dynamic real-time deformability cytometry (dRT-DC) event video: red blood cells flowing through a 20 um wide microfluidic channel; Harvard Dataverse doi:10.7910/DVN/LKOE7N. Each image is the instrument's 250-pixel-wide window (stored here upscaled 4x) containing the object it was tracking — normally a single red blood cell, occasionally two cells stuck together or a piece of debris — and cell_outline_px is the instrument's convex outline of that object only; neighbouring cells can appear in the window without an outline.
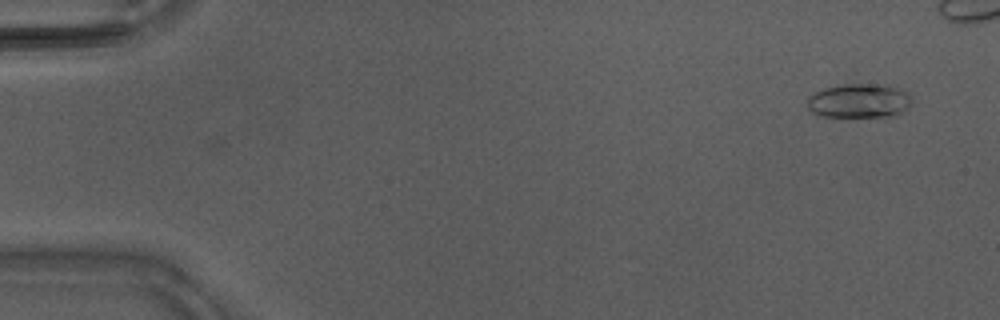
{"species": "Egyptian fruit bat (a non-hibernating species)", "species_latin": "Rousettus aegyptiacus", "temperature_condition": "warm", "stored_images_in_passage": 2, "camera_frame_rate_fps": 3000, "um_per_image_px": 0.085, "animal": {"sex": "male"}, "frame": {"image": 1, "passage_image": 2, "time_ms": 0.333, "image_size_px": [1000, 320], "cell_outline_px": [[912, 100], [908, 108], [896, 116], [820, 116], [812, 112], [804, 104], [808, 96], [812, 92], [824, 88], [844, 84], [884, 84], [896, 88], [912, 96]], "centroid_in_image_um": [72.98, 8.56], "position_along_channel_um": 12.0, "area_um2": 21.04}}